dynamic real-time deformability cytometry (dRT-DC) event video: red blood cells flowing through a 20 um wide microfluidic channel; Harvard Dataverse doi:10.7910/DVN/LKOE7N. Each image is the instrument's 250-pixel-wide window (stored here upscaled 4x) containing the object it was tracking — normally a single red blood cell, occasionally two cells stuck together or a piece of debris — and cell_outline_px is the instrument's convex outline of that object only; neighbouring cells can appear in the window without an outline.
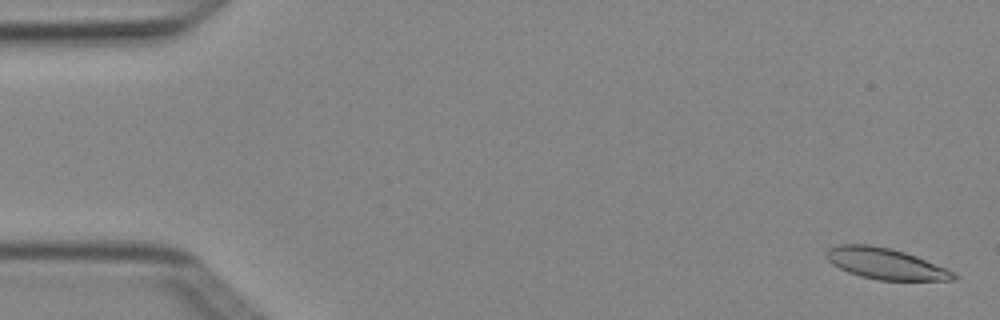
{"species": "Egyptian fruit bat (a non-hibernating species)", "species_latin": "Rousettus aegyptiacus", "temperature_condition": "cold", "stored_images_in_passage": 5, "camera_frame_rate_fps": 3000, "um_per_image_px": 0.085, "animal": {"sex": "female"}, "frame": {"image": 1, "passage_image": 1, "time_ms": 0.0, "image_size_px": [1000, 320], "cell_outline_px": [[956, 280], [876, 280], [860, 276], [848, 272], [832, 264], [824, 256], [824, 252], [828, 248], [840, 244], [868, 244], [892, 248], [916, 256], [944, 268], [952, 272], [956, 276]], "centroid_in_image_um": [75.18, 22.4], "position_along_channel_um": 9.8, "area_um2": 22.95}}